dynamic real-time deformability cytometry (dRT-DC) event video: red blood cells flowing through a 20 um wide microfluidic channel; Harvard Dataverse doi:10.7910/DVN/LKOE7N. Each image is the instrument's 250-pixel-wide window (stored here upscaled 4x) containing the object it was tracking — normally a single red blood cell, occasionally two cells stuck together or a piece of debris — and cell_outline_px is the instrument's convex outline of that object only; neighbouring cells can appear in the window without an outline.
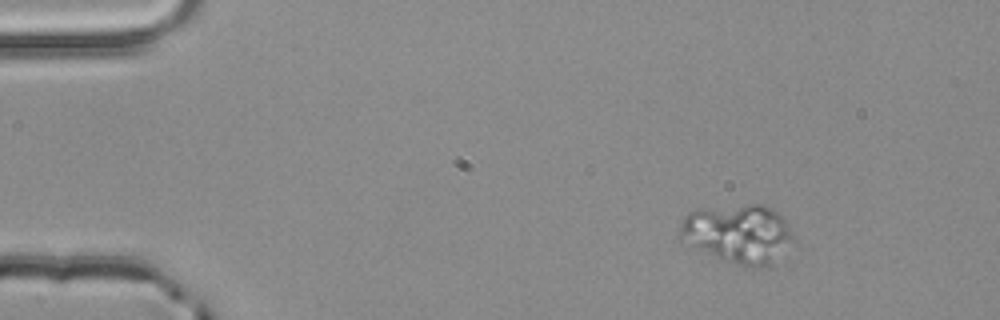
{"species": "common noctule bat (a hibernating species)", "species_latin": "Nyctalus noctula", "temperature_condition": "room temperature", "stored_images_in_passage": 3, "camera_frame_rate_fps": 3000, "um_per_image_px": 0.085, "animal": {"sex": "male", "body_mass_g": 20.4}, "frame": {"image": 1, "passage_image": 1, "time_ms": 0.0, "image_size_px": [1000, 320], "cell_outline_px": [[792, 240], [772, 264], [760, 268], [736, 264], [724, 260], [692, 244], [680, 236], [680, 224], [684, 216], [688, 212], [696, 208], [752, 204], [764, 204], [776, 212], [788, 224], [792, 236]], "centroid_in_image_um": [62.74, 19.83], "position_along_channel_um": 22.3, "area_um2": 38.09}}
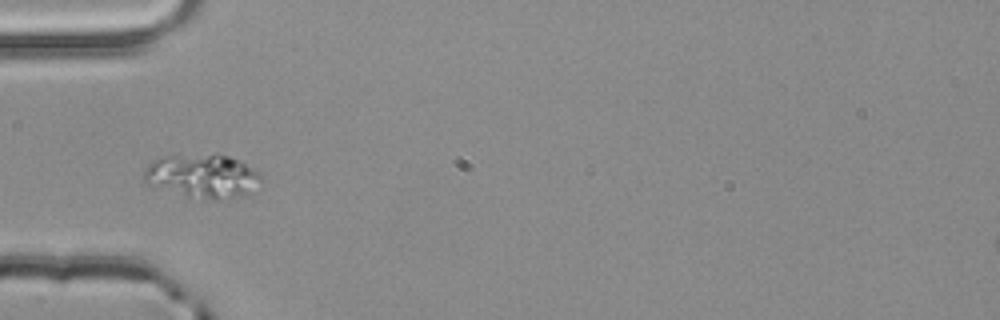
{"frame": {"image": 2, "passage_image": 3, "time_ms": 0.667, "image_size_px": [1000, 320], "cell_outline_px": [[260, 180], [256, 192], [240, 196], [220, 200], [208, 200], [188, 196], [148, 184], [144, 180], [144, 168], [152, 160], [160, 156], [216, 152], [240, 160], [260, 172]], "centroid_in_image_um": [17.25, 14.93], "position_along_channel_um": 67.8, "area_um2": 30.58}}